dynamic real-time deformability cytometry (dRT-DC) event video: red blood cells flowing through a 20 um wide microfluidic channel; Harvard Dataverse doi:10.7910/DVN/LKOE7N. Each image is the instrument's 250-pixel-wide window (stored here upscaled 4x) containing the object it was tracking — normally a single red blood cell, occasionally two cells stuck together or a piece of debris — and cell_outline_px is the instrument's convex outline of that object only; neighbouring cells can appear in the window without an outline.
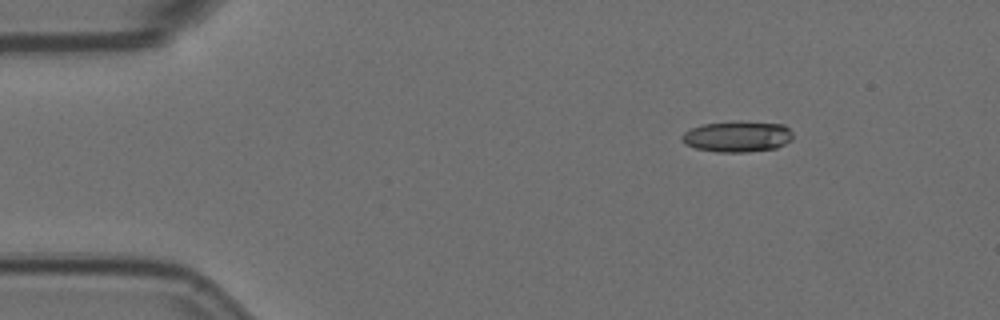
{"species": "Egyptian fruit bat (a non-hibernating species)", "species_latin": "Rousettus aegyptiacus", "temperature_condition": "room temperature", "stored_images_in_passage": 5, "segment_of_instrument_passage": [1, 2], "camera_frame_rate_fps": 3000, "um_per_image_px": 0.085, "animal": {"sex": "female"}, "frame": {"image": 1, "passage_image": 2, "time_ms": 0.333, "image_size_px": [1000, 320], "cell_outline_px": [[792, 140], [776, 148], [748, 152], [716, 152], [696, 148], [684, 144], [680, 140], [680, 136], [684, 132], [692, 128], [704, 124], [784, 124], [792, 132]], "centroid_in_image_um": [62.64, 11.66], "position_along_channel_um": 22.4, "area_um2": 19.19}}